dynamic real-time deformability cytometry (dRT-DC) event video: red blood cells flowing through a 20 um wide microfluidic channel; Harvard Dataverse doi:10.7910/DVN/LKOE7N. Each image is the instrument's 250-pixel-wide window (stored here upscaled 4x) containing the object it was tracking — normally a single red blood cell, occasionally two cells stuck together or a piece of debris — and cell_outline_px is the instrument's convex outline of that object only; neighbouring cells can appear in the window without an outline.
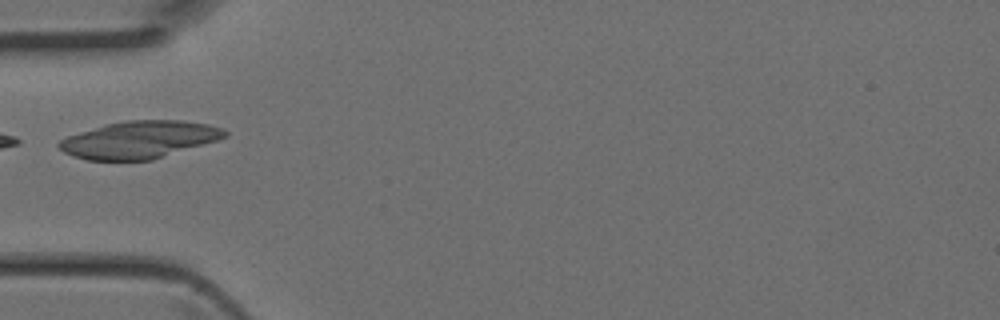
{"species": "Egyptian fruit bat (a non-hibernating species)", "species_latin": "Rousettus aegyptiacus", "temperature_condition": "room temperature", "stored_images_in_passage": 18, "camera_frame_rate_fps": 3000, "um_per_image_px": 0.085, "animal": {"sex": "female"}, "frame": {"image": 1, "passage_image": 1, "time_ms": 0.0, "image_size_px": [1000, 320], "cell_outline_px": [[228, 136], [216, 140], [152, 160], [88, 160], [72, 156], [64, 152], [56, 144], [60, 140], [68, 136], [104, 124], [124, 120], [180, 120], [208, 124], [224, 128], [228, 132]], "centroid_in_image_um": [11.84, 11.86], "position_along_channel_um": 73.2, "area_um2": 35.95}}
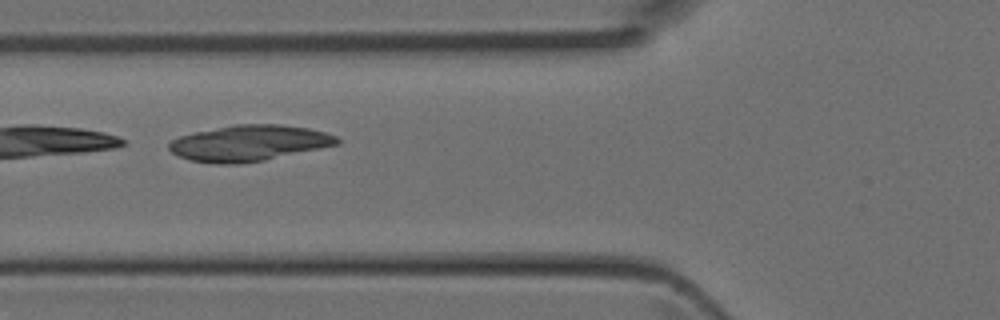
{"frame": {"image": 2, "passage_image": 3, "time_ms": 0.667, "image_size_px": [1000, 320], "cell_outline_px": [[340, 144], [264, 160], [240, 164], [216, 164], [192, 160], [176, 156], [168, 148], [168, 144], [172, 140], [180, 136], [196, 132], [236, 124], [280, 124], [308, 128], [324, 132], [336, 136], [340, 140]], "centroid_in_image_um": [21.17, 12.17], "position_along_channel_um": 104.6, "area_um2": 35.03}}